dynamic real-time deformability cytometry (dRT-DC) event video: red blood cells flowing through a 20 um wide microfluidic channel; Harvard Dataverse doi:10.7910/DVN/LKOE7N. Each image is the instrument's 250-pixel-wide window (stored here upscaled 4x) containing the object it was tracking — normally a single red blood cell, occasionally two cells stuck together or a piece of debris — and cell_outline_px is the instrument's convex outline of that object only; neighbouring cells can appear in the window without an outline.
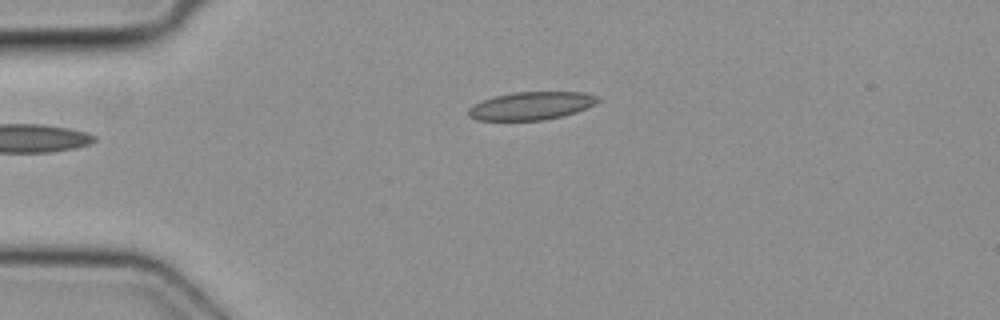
{"species": "common noctule bat (a hibernating species)", "species_latin": "Nyctalus noctula", "temperature_condition": "cold", "stored_images_in_passage": 4, "camera_frame_rate_fps": 3000, "um_per_image_px": 0.085, "animal": {"sex": "female", "body_mass_g": 19.3, "forearm_length_mm": 54.1}, "frame": {"image": 1, "passage_image": 4, "time_ms": 1.0, "image_size_px": [1000, 320], "cell_outline_px": [[600, 100], [576, 112], [544, 120], [476, 120], [468, 116], [468, 108], [484, 100], [496, 96], [512, 92], [584, 92], [596, 96]], "centroid_in_image_um": [45.12, 8.99], "position_along_channel_um": 39.9, "area_um2": 20.75}}